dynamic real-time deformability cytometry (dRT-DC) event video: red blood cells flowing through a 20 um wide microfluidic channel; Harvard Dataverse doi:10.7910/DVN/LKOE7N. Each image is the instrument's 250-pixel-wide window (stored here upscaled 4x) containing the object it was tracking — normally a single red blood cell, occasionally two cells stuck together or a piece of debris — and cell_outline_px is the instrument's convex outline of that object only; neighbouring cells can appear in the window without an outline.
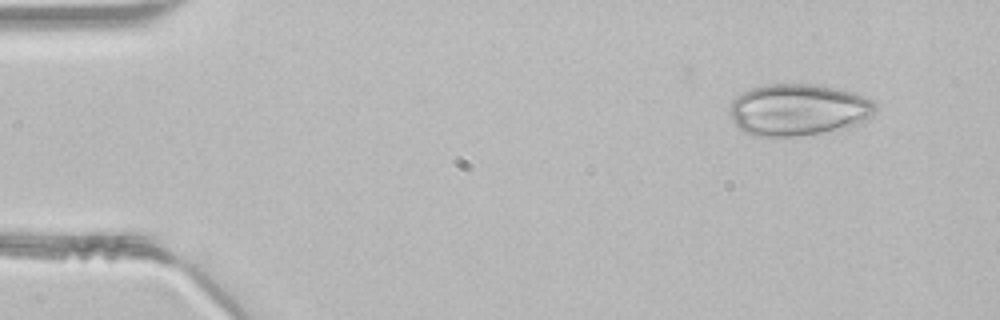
{"species": "common noctule bat (a hibernating species)", "species_latin": "Nyctalus noctula", "temperature_condition": "room temperature", "stored_images_in_passage": 43, "camera_frame_rate_fps": 3000, "um_per_image_px": 0.085, "animal": {"sex": "male", "body_mass_g": 21.5, "forearm_length_mm": 52.0}, "frame": {"image": 1, "passage_image": 1, "time_ms": 0.0, "image_size_px": [1000, 320], "cell_outline_px": [[876, 112], [864, 124], [820, 132], [796, 136], [756, 136], [744, 132], [732, 120], [728, 112], [728, 104], [736, 96], [752, 88], [764, 84], [820, 84], [856, 92], [872, 100], [876, 104]], "centroid_in_image_um": [67.88, 9.31], "position_along_channel_um": 17.1, "area_um2": 44.56}}